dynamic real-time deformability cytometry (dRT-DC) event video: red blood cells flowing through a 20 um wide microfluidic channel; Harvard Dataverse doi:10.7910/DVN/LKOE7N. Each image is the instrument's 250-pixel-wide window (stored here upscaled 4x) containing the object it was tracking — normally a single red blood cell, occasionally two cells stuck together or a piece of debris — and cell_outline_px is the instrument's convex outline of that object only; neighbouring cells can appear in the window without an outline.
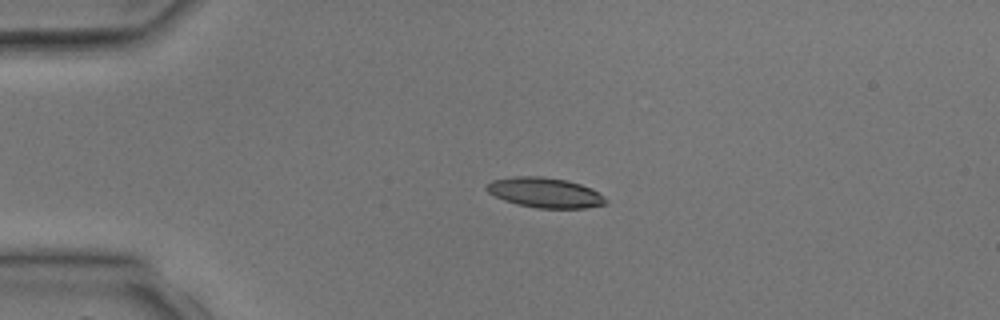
{"species": "common noctule bat (a hibernating species)", "species_latin": "Nyctalus noctula", "temperature_condition": "room temperature", "stored_images_in_passage": 3, "camera_frame_rate_fps": 3000, "um_per_image_px": 0.085, "animal": {"sex": "male", "body_mass_g": 17.9, "forearm_length_mm": 54.2}, "frame": {"image": 1, "passage_image": 2, "time_ms": 1.0, "image_size_px": [1000, 320], "cell_outline_px": [[608, 204], [584, 208], [536, 208], [516, 204], [504, 200], [488, 192], [484, 188], [492, 180], [512, 176], [540, 176], [568, 180], [592, 188], [604, 196], [608, 200]], "centroid_in_image_um": [46.34, 16.37], "position_along_channel_um": 38.7, "area_um2": 21.04}}
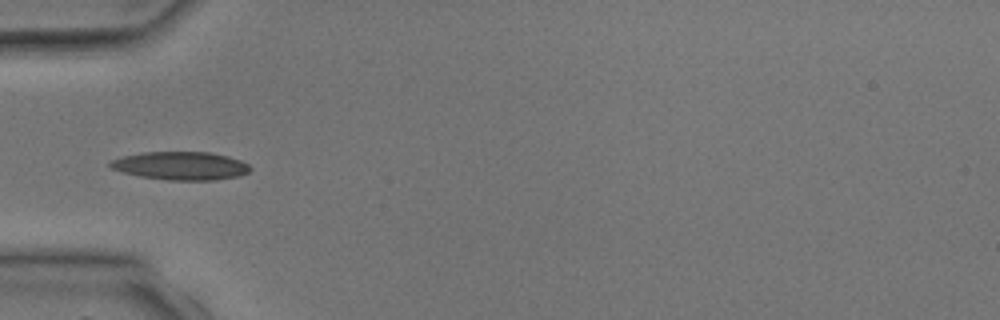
{"frame": {"image": 2, "passage_image": 3, "time_ms": 2.333, "image_size_px": [1000, 320], "cell_outline_px": [[252, 168], [248, 172], [236, 176], [212, 180], [168, 180], [140, 176], [124, 172], [112, 168], [108, 164], [112, 160], [124, 156], [140, 152], [212, 152], [228, 156], [240, 160], [248, 164]], "centroid_in_image_um": [15.37, 14.08], "position_along_channel_um": 69.6, "area_um2": 22.83}}